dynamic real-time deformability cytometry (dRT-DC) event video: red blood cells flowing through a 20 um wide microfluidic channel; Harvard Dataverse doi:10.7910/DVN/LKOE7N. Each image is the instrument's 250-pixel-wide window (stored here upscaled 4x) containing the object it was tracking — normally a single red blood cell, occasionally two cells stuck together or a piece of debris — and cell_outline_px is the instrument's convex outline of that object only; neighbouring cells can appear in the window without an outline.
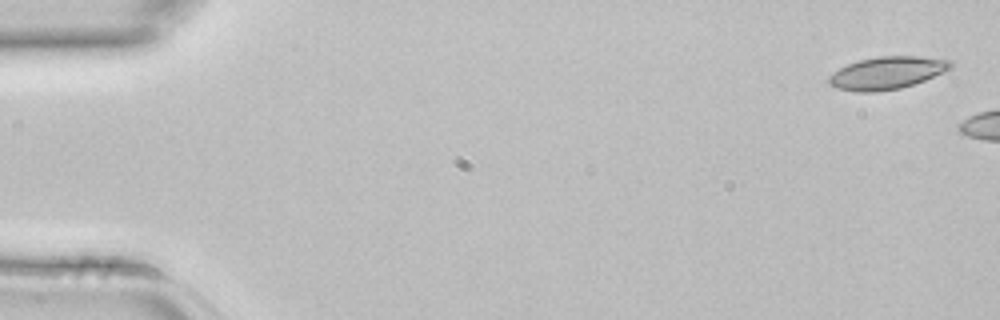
{"species": "common noctule bat (a hibernating species)", "species_latin": "Nyctalus noctula", "temperature_condition": "room temperature", "stored_images_in_passage": 4, "camera_frame_rate_fps": 3000, "um_per_image_px": 0.085, "animal": {"sex": "female", "body_mass_g": 22.7, "forearm_length_mm": 54.2}, "frame": {"image": 1, "passage_image": 1, "time_ms": 0.0, "image_size_px": [1000, 320], "cell_outline_px": [[952, 68], [924, 80], [900, 88], [876, 92], [856, 92], [836, 88], [828, 84], [828, 76], [832, 72], [848, 64], [860, 60], [876, 56], [920, 56], [952, 60]], "centroid_in_image_um": [75.36, 6.19], "position_along_channel_um": 9.6, "area_um2": 23.12}}
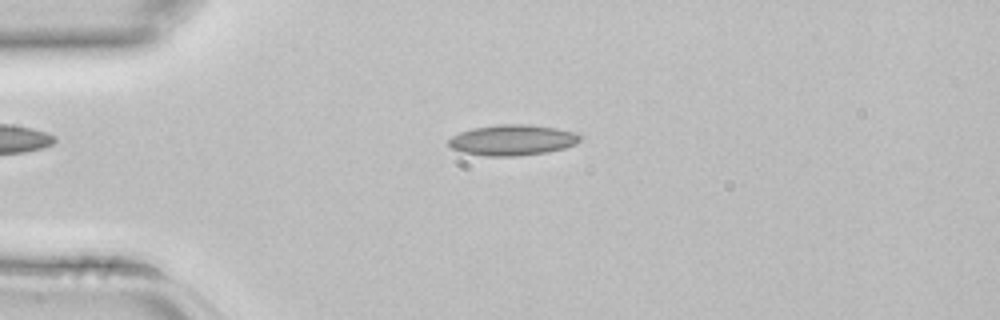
{"frame": {"image": 2, "passage_image": 4, "time_ms": 1.0, "image_size_px": [1000, 320], "cell_outline_px": [[584, 136], [576, 144], [564, 148], [548, 152], [516, 156], [484, 156], [460, 152], [452, 148], [448, 144], [448, 140], [452, 136], [460, 132], [472, 128], [500, 124], [528, 124], [556, 128], [580, 132]], "centroid_in_image_um": [43.6, 11.9], "position_along_channel_um": 41.4, "area_um2": 23.87}}